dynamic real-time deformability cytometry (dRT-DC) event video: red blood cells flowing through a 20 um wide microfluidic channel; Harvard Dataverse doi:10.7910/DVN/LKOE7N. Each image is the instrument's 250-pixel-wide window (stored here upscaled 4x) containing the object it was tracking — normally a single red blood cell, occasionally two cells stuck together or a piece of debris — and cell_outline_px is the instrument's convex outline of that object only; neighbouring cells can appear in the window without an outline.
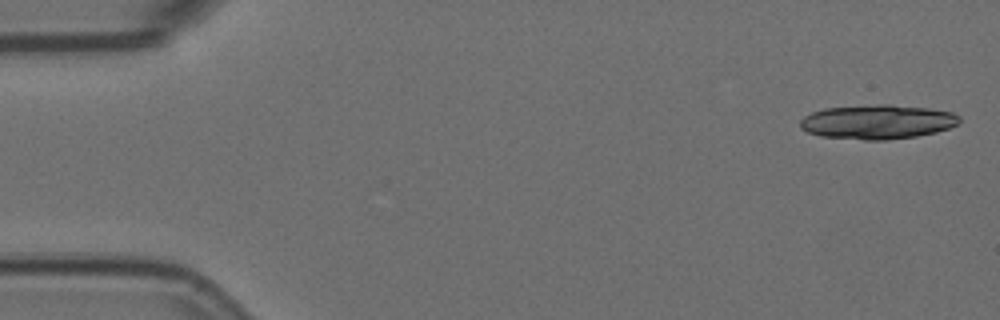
{"species": "Egyptian fruit bat (a non-hibernating species)", "species_latin": "Rousettus aegyptiacus", "temperature_condition": "room temperature", "stored_images_in_passage": 5, "camera_frame_rate_fps": 3000, "um_per_image_px": 0.085, "animal": {"sex": "female"}, "frame": {"image": 1, "passage_image": 1, "time_ms": 0.0, "image_size_px": [1000, 320], "cell_outline_px": [[960, 124], [936, 132], [916, 136], [884, 140], [864, 140], [820, 136], [808, 132], [800, 128], [800, 120], [804, 116], [812, 112], [824, 108], [880, 104], [892, 104], [928, 108], [952, 112], [960, 116]], "centroid_in_image_um": [74.59, 10.35], "position_along_channel_um": 10.4, "area_um2": 32.02}}